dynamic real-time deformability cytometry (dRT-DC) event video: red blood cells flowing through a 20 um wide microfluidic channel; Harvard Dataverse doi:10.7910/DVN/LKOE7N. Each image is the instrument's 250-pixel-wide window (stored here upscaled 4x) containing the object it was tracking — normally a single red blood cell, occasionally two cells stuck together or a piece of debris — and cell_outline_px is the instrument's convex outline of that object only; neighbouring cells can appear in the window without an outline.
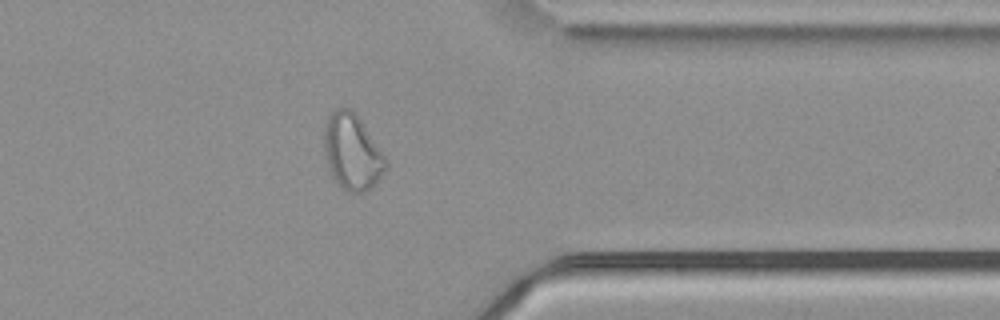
{"species": "common noctule bat (a hibernating species)", "species_latin": "Nyctalus noctula", "temperature_condition": "cold", "stored_images_in_passage": 39, "camera_frame_rate_fps": 3000, "um_per_image_px": 0.085, "animal": {"sex": "male", "body_mass_g": 21.5, "forearm_length_mm": 52.0}, "frame": {"image": 1, "passage_image": 28, "time_ms": 9.0, "image_size_px": [1000, 320], "cell_outline_px": [[388, 164], [372, 188], [364, 192], [348, 192], [332, 176], [328, 168], [324, 148], [324, 124], [332, 108], [352, 108], [356, 112], [384, 156]], "centroid_in_image_um": [29.9, 12.87], "position_along_channel_um": 381.5, "area_um2": 27.11}, "authors_computed_cell_mechanics": {"area_um2": 25.0274, "velocity_mm_per_s": 3.7473, "shape_relaxation_time_tau1_ms": null, "shape_relaxation_time_tau2_ms": 2.185, "deformation_change_tau1": null, "deformation_change_tau2": 0.0681}}